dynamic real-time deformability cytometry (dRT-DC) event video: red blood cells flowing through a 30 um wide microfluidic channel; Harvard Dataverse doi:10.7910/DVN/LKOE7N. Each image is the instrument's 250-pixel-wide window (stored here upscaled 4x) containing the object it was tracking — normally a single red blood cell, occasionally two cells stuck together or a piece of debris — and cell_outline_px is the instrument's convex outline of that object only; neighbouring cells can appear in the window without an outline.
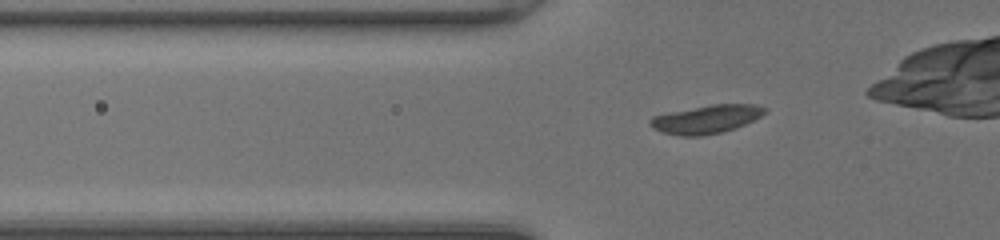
{"species": "common noctule bat (a hibernating species)", "species_latin": "Nyctalus noctula", "temperature_condition": "room temperature", "stored_images_in_passage": 37, "camera_frame_rate_fps": 3000, "um_per_image_px": 0.085, "animal": {"sex": "female", "body_mass_g": 20.0, "forearm_length_mm": 54.0}, "frame": {"image": 1, "passage_image": 4, "time_ms": 1.0, "image_size_px": [1000, 240], "cell_outline_px": [[768, 108], [760, 116], [736, 128], [704, 136], [680, 136], [664, 132], [652, 128], [648, 124], [648, 120], [652, 116], [712, 104], [756, 104]], "centroid_in_image_um": [60.02, 10.13], "position_along_channel_um": 65.8, "area_um2": 18.79}}
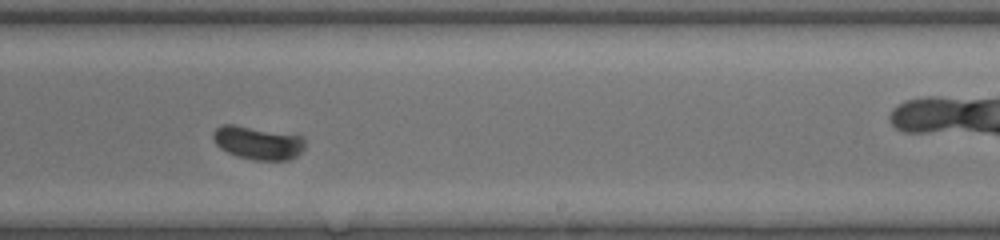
{"frame": {"image": 2, "passage_image": 19, "time_ms": 6.0, "image_size_px": [1000, 240], "cell_outline_px": [[304, 148], [296, 156], [288, 160], [252, 160], [236, 156], [220, 148], [216, 144], [212, 136], [212, 132], [220, 124], [232, 124], [304, 136]], "centroid_in_image_um": [21.89, 12.13], "position_along_channel_um": 267.1, "area_um2": 17.86}}
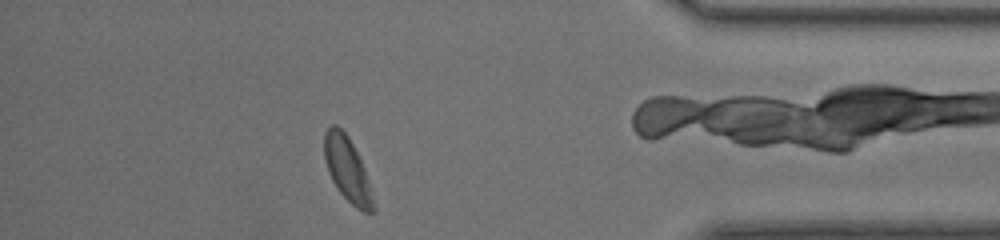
{"frame": {"image": 3, "passage_image": 31, "time_ms": 10.0, "image_size_px": [1000, 240], "cell_outline_px": [[376, 208], [372, 212], [364, 212], [356, 208], [336, 188], [328, 172], [324, 160], [324, 132], [332, 124], [336, 124], [348, 136], [364, 168]], "centroid_in_image_um": [29.5, 14.4], "position_along_channel_um": 405.7, "area_um2": 18.15}, "authors_computed_cell_mechanics": {"area_um2": 18.3804, "velocity_mm_per_s": 4.1629, "shape_relaxation_time_tau1_ms": 3.6632, "shape_relaxation_time_tau2_ms": null, "deformation_change_tau1": 0.1679, "deformation_change_tau2": null}}